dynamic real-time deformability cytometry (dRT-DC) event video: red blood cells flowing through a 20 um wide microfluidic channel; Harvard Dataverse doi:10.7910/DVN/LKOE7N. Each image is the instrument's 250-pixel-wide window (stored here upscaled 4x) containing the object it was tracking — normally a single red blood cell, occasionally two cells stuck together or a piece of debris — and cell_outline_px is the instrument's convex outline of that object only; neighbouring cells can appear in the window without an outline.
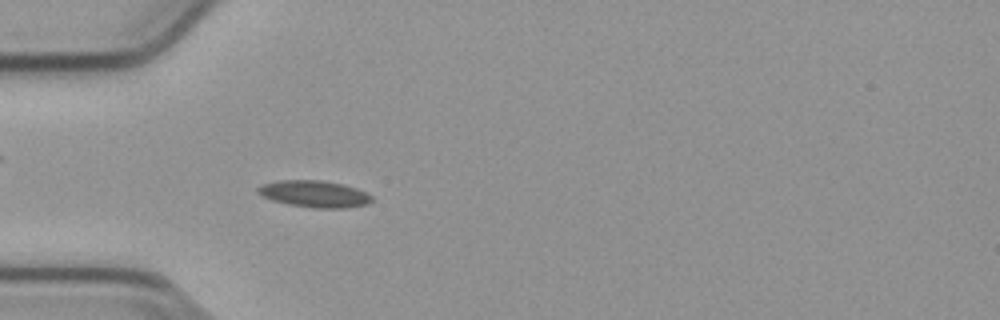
{"species": "common noctule bat (a hibernating species)", "species_latin": "Nyctalus noctula", "temperature_condition": "cold", "stored_images_in_passage": 41, "camera_frame_rate_fps": 3000, "um_per_image_px": 0.085, "animal": {"sex": "male", "body_mass_g": 23.1, "forearm_length_mm": 52.7}, "frame": {"image": 1, "passage_image": 11, "time_ms": 3.333, "image_size_px": [1000, 320], "cell_outline_px": [[372, 200], [368, 204], [348, 208], [312, 208], [288, 204], [272, 200], [256, 192], [256, 188], [264, 184], [280, 180], [320, 180], [340, 184], [356, 188], [372, 196]], "centroid_in_image_um": [26.72, 16.49], "position_along_channel_um": 58.3, "area_um2": 17.63}}
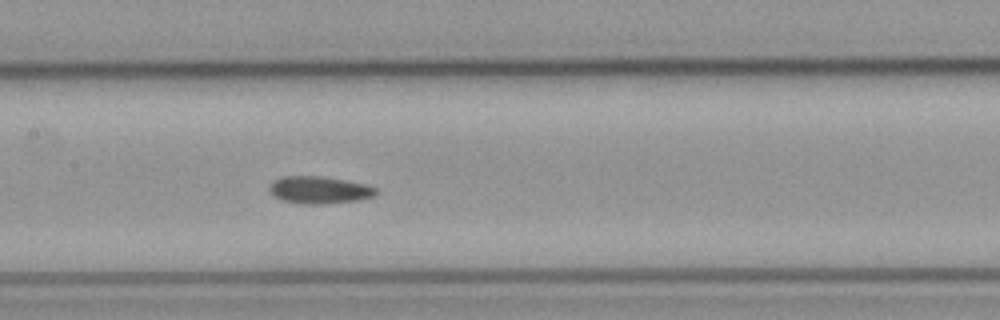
{"frame": {"image": 2, "passage_image": 21, "time_ms": 6.667, "image_size_px": [1000, 320], "cell_outline_px": [[380, 192], [376, 196], [360, 200], [324, 204], [300, 204], [284, 200], [276, 196], [268, 188], [280, 176], [320, 176], [344, 180], [364, 184], [376, 188]], "centroid_in_image_um": [27.21, 16.15], "position_along_channel_um": 180.2, "area_um2": 16.88}}
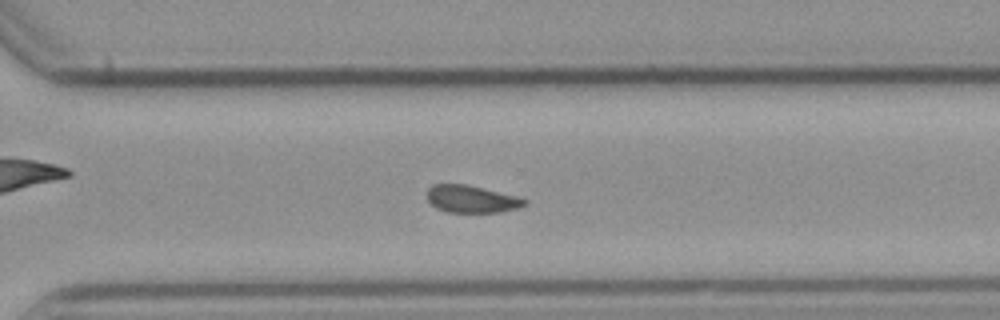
{"frame": {"image": 3, "passage_image": 33, "time_ms": 10.667, "image_size_px": [1000, 320], "cell_outline_px": [[528, 204], [520, 208], [504, 212], [448, 212], [436, 208], [428, 200], [428, 188], [432, 184], [468, 184], [516, 196], [528, 200]], "centroid_in_image_um": [40.12, 16.92], "position_along_channel_um": 330.5, "area_um2": 15.66}}